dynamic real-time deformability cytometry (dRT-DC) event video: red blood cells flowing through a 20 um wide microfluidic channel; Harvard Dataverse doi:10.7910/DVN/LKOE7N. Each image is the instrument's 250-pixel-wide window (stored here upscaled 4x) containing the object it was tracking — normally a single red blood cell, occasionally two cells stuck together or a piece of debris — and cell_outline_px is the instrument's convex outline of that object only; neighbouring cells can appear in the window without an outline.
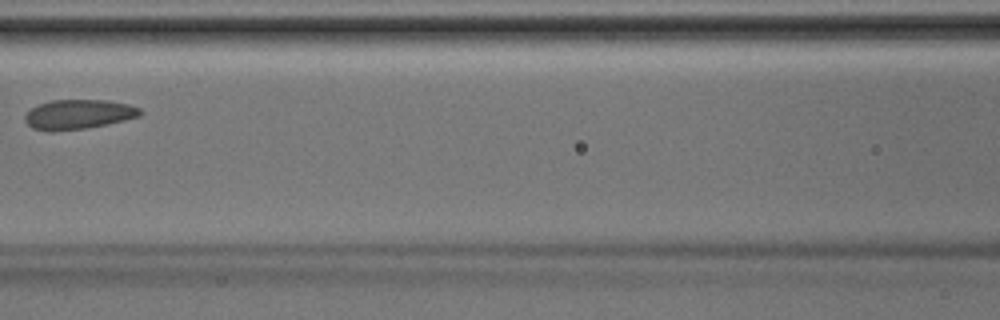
{"species": "Egyptian fruit bat (a non-hibernating species)", "species_latin": "Rousettus aegyptiacus", "temperature_condition": "room temperature", "stored_images_in_passage": 5, "camera_frame_rate_fps": 3000, "um_per_image_px": 0.085, "animal": {"sex": "male"}, "frame": {"image": 1, "passage_image": 5, "time_ms": 1.333, "image_size_px": [1000, 320], "cell_outline_px": [[140, 116], [124, 120], [84, 128], [52, 132], [32, 128], [24, 120], [24, 116], [32, 108], [40, 104], [52, 100], [108, 100], [128, 104], [140, 108]], "centroid_in_image_um": [6.64, 9.72], "position_along_channel_um": 160.0, "area_um2": 19.65}}